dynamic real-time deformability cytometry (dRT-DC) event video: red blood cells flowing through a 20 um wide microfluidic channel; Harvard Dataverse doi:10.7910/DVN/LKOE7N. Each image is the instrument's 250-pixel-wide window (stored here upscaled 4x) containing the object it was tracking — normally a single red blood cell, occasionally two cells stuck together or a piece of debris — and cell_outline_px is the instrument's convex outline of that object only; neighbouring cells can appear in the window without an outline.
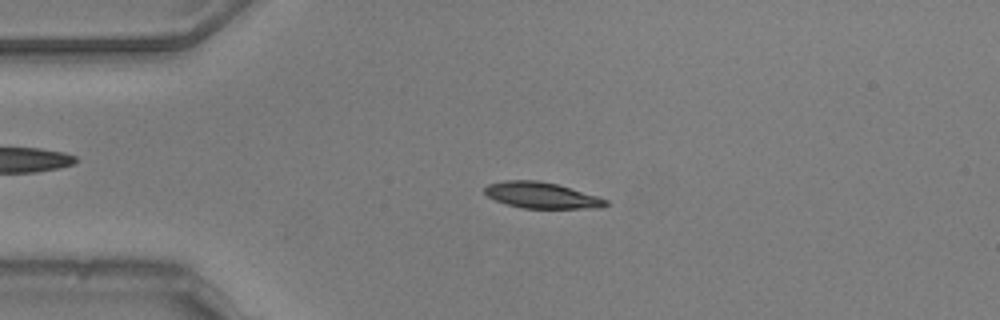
{"species": "common noctule bat (a hibernating species)", "species_latin": "Nyctalus noctula", "temperature_condition": "warm", "stored_images_in_passage": 46, "camera_frame_rate_fps": 3000, "um_per_image_px": 0.085, "animal": {"sex": "male", "body_mass_g": 20.5, "forearm_length_mm": 52.5}, "frame": {"image": 1, "passage_image": 5, "time_ms": 1.333, "image_size_px": [1000, 320], "cell_outline_px": [[608, 204], [600, 208], [524, 208], [508, 204], [496, 200], [488, 196], [484, 192], [484, 188], [488, 184], [504, 180], [536, 180], [556, 184], [596, 196], [608, 200]], "centroid_in_image_um": [46.01, 16.6], "position_along_channel_um": 39.0, "area_um2": 18.09}}
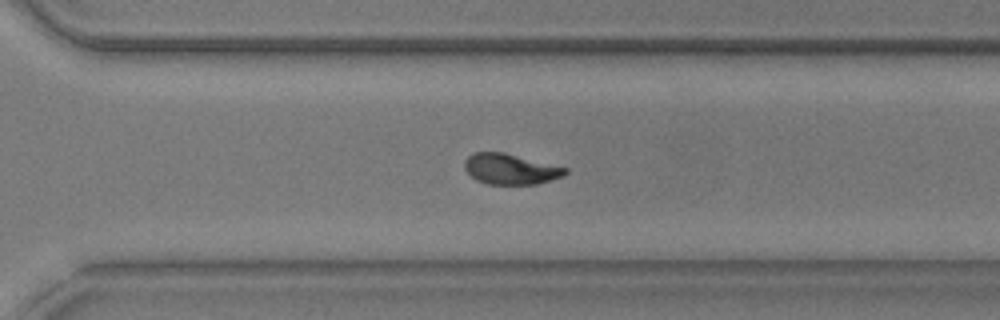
{"frame": {"image": 2, "passage_image": 30, "time_ms": 9.667, "image_size_px": [1000, 320], "cell_outline_px": [[568, 172], [564, 176], [552, 180], [536, 184], [488, 184], [476, 180], [464, 168], [464, 160], [472, 152], [504, 152], [568, 168]], "centroid_in_image_um": [43.4, 14.36], "position_along_channel_um": 327.2, "area_um2": 18.03}}
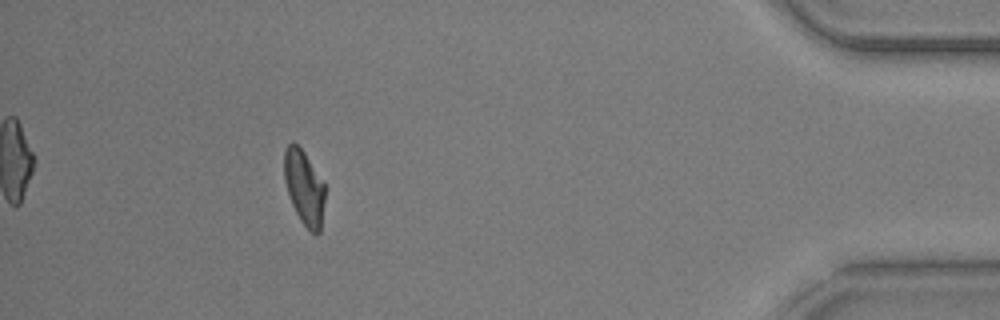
{"frame": {"image": 3, "passage_image": 41, "time_ms": 13.333, "image_size_px": [1000, 320], "cell_outline_px": [[324, 200], [320, 232], [316, 236], [300, 220], [292, 204], [284, 180], [284, 152], [288, 144], [292, 140], [304, 152], [324, 180]], "centroid_in_image_um": [25.86, 15.91], "position_along_channel_um": 409.3, "area_um2": 17.69}, "authors_computed_cell_mechanics": {"area_um2": 18.3226, "velocity_mm_per_s": 3.7738, "shape_relaxation_time_tau1_ms": 3.2949, "shape_relaxation_time_tau2_ms": 2.7701, "deformation_change_tau1": 0.1613, "deformation_change_tau2": 0.0513}}